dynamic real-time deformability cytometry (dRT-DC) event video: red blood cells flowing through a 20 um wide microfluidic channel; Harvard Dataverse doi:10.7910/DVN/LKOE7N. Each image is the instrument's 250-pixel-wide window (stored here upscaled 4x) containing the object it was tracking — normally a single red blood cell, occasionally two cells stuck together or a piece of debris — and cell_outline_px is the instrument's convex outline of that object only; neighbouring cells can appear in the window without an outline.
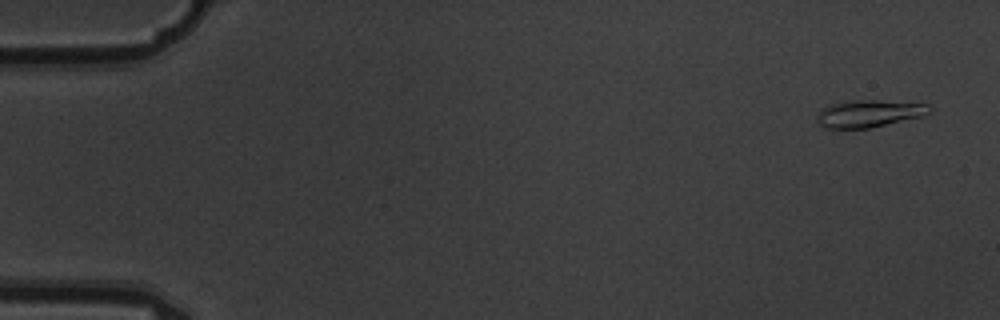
{"species": "common noctule bat (a hibernating species)", "species_latin": "Nyctalus noctula", "temperature_condition": "warm", "stored_images_in_passage": 5, "camera_frame_rate_fps": 3000, "um_per_image_px": 0.085, "animal": {"sex": "male", "body_mass_g": 19.5, "forearm_length_mm": 54.6}, "frame": {"image": 1, "passage_image": 1, "time_ms": 0.0, "image_size_px": [1000, 320], "cell_outline_px": [[932, 108], [928, 112], [920, 116], [868, 128], [824, 128], [816, 120], [816, 116], [828, 104], [848, 100], [880, 100], [928, 104]], "centroid_in_image_um": [73.81, 9.63], "position_along_channel_um": 11.2, "area_um2": 17.63}}